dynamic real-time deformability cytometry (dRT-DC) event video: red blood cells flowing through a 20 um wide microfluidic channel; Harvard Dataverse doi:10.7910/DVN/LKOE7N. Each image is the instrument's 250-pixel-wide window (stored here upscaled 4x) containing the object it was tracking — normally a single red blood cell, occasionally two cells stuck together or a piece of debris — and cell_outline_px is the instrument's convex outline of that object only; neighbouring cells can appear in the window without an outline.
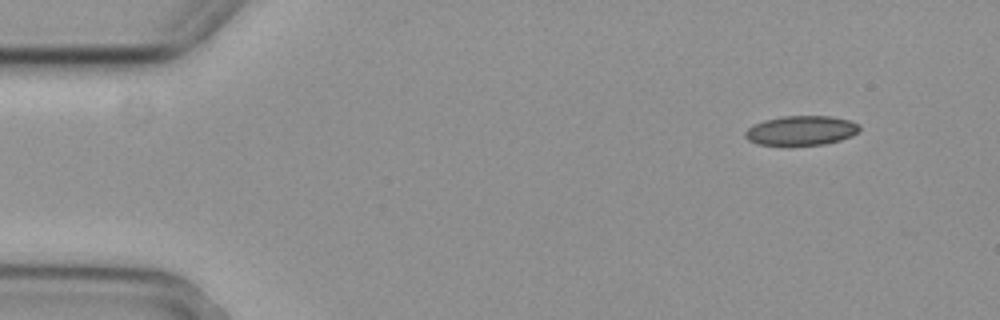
{"species": "common noctule bat (a hibernating species)", "species_latin": "Nyctalus noctula", "temperature_condition": "cold", "stored_images_in_passage": 3, "camera_frame_rate_fps": 3000, "um_per_image_px": 0.085, "animal": {"sex": "female", "body_mass_g": 29.2, "forearm_length_mm": 56.3}, "frame": {"image": 1, "passage_image": 1, "time_ms": 0.0, "image_size_px": [1000, 320], "cell_outline_px": [[860, 132], [852, 136], [840, 140], [824, 144], [756, 144], [748, 140], [744, 136], [744, 132], [748, 128], [764, 120], [784, 116], [832, 116], [848, 120], [860, 124]], "centroid_in_image_um": [68.14, 11.08], "position_along_channel_um": 16.9, "area_um2": 19.48}}
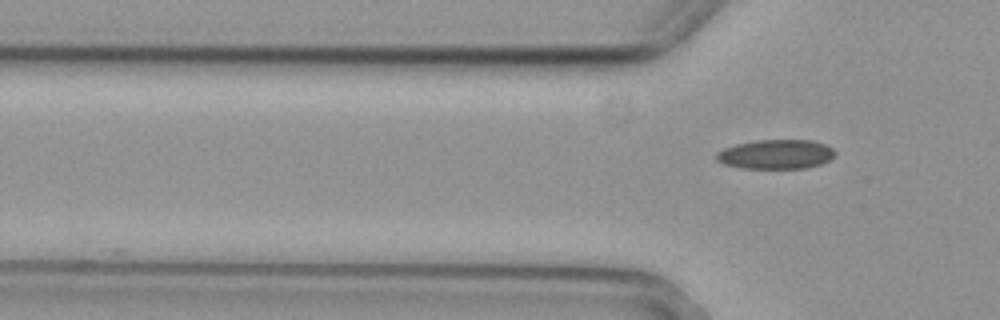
{"frame": {"image": 2, "passage_image": 3, "time_ms": 0.667, "image_size_px": [1000, 320], "cell_outline_px": [[836, 152], [828, 160], [820, 164], [808, 168], [740, 168], [724, 164], [716, 160], [716, 152], [724, 148], [736, 144], [756, 140], [812, 140], [824, 144], [832, 148]], "centroid_in_image_um": [65.92, 13.11], "position_along_channel_um": 59.9, "area_um2": 20.29}}